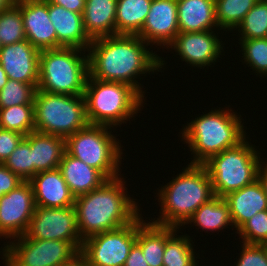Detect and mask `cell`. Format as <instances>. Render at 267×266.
<instances>
[{
	"mask_svg": "<svg viewBox=\"0 0 267 266\" xmlns=\"http://www.w3.org/2000/svg\"><path fill=\"white\" fill-rule=\"evenodd\" d=\"M148 46L138 35L93 39L87 50L89 76L101 81L129 84L145 97L146 90H142L143 84L136 79L162 72L166 66L164 57L150 51L152 48Z\"/></svg>",
	"mask_w": 267,
	"mask_h": 266,
	"instance_id": "6da1fadb",
	"label": "cell"
},
{
	"mask_svg": "<svg viewBox=\"0 0 267 266\" xmlns=\"http://www.w3.org/2000/svg\"><path fill=\"white\" fill-rule=\"evenodd\" d=\"M125 184V178L120 176L75 198L77 225L83 240L126 226L141 214L142 208L137 199L130 197Z\"/></svg>",
	"mask_w": 267,
	"mask_h": 266,
	"instance_id": "7a4b0ae2",
	"label": "cell"
},
{
	"mask_svg": "<svg viewBox=\"0 0 267 266\" xmlns=\"http://www.w3.org/2000/svg\"><path fill=\"white\" fill-rule=\"evenodd\" d=\"M182 170L167 185L157 188L160 215L151 222L180 228L198 208L215 197L212 180L203 165L187 164Z\"/></svg>",
	"mask_w": 267,
	"mask_h": 266,
	"instance_id": "3957f363",
	"label": "cell"
},
{
	"mask_svg": "<svg viewBox=\"0 0 267 266\" xmlns=\"http://www.w3.org/2000/svg\"><path fill=\"white\" fill-rule=\"evenodd\" d=\"M229 107L211 109L182 127L181 141L188 144L193 155L189 164L202 165L210 157L237 146L247 137L244 121L242 123L244 119Z\"/></svg>",
	"mask_w": 267,
	"mask_h": 266,
	"instance_id": "277c9868",
	"label": "cell"
},
{
	"mask_svg": "<svg viewBox=\"0 0 267 266\" xmlns=\"http://www.w3.org/2000/svg\"><path fill=\"white\" fill-rule=\"evenodd\" d=\"M84 98L88 123L115 129L141 113L147 97L144 98L129 84L101 81L89 76Z\"/></svg>",
	"mask_w": 267,
	"mask_h": 266,
	"instance_id": "5b68a950",
	"label": "cell"
},
{
	"mask_svg": "<svg viewBox=\"0 0 267 266\" xmlns=\"http://www.w3.org/2000/svg\"><path fill=\"white\" fill-rule=\"evenodd\" d=\"M86 52L87 50L74 47L41 50L37 90L73 96L84 95L89 77Z\"/></svg>",
	"mask_w": 267,
	"mask_h": 266,
	"instance_id": "8992f818",
	"label": "cell"
},
{
	"mask_svg": "<svg viewBox=\"0 0 267 266\" xmlns=\"http://www.w3.org/2000/svg\"><path fill=\"white\" fill-rule=\"evenodd\" d=\"M248 140L246 137L237 146L210 157L202 164L212 180L216 197L224 198L257 180L263 158H260L262 156L261 151L257 150L259 148Z\"/></svg>",
	"mask_w": 267,
	"mask_h": 266,
	"instance_id": "52a82bcc",
	"label": "cell"
},
{
	"mask_svg": "<svg viewBox=\"0 0 267 266\" xmlns=\"http://www.w3.org/2000/svg\"><path fill=\"white\" fill-rule=\"evenodd\" d=\"M112 130L109 126L88 123L65 139L66 152L100 171L108 180L118 178L122 175L120 166L124 153L123 145Z\"/></svg>",
	"mask_w": 267,
	"mask_h": 266,
	"instance_id": "ba28073f",
	"label": "cell"
},
{
	"mask_svg": "<svg viewBox=\"0 0 267 266\" xmlns=\"http://www.w3.org/2000/svg\"><path fill=\"white\" fill-rule=\"evenodd\" d=\"M35 131L67 138L87 124L84 95L37 90L34 97Z\"/></svg>",
	"mask_w": 267,
	"mask_h": 266,
	"instance_id": "9c48e42d",
	"label": "cell"
},
{
	"mask_svg": "<svg viewBox=\"0 0 267 266\" xmlns=\"http://www.w3.org/2000/svg\"><path fill=\"white\" fill-rule=\"evenodd\" d=\"M5 243L4 247L0 248L4 266H62L80 253L83 244V242L28 239L25 235Z\"/></svg>",
	"mask_w": 267,
	"mask_h": 266,
	"instance_id": "30bf717a",
	"label": "cell"
},
{
	"mask_svg": "<svg viewBox=\"0 0 267 266\" xmlns=\"http://www.w3.org/2000/svg\"><path fill=\"white\" fill-rule=\"evenodd\" d=\"M136 238L137 218L119 229L84 239L80 253L89 266H124Z\"/></svg>",
	"mask_w": 267,
	"mask_h": 266,
	"instance_id": "8fae6325",
	"label": "cell"
},
{
	"mask_svg": "<svg viewBox=\"0 0 267 266\" xmlns=\"http://www.w3.org/2000/svg\"><path fill=\"white\" fill-rule=\"evenodd\" d=\"M25 236L28 239L83 242L75 206L36 207Z\"/></svg>",
	"mask_w": 267,
	"mask_h": 266,
	"instance_id": "7c38bea8",
	"label": "cell"
},
{
	"mask_svg": "<svg viewBox=\"0 0 267 266\" xmlns=\"http://www.w3.org/2000/svg\"><path fill=\"white\" fill-rule=\"evenodd\" d=\"M36 209L33 188L29 181L0 198V239L25 235Z\"/></svg>",
	"mask_w": 267,
	"mask_h": 266,
	"instance_id": "4fadbf2b",
	"label": "cell"
},
{
	"mask_svg": "<svg viewBox=\"0 0 267 266\" xmlns=\"http://www.w3.org/2000/svg\"><path fill=\"white\" fill-rule=\"evenodd\" d=\"M214 30L201 31V32H179L173 42L168 46L174 50L176 55H179L181 61L204 69L214 67L215 62H218L220 55L224 52L225 48L223 41ZM217 34V35H216ZM220 38V39H219ZM218 60V61H217Z\"/></svg>",
	"mask_w": 267,
	"mask_h": 266,
	"instance_id": "5bb4252c",
	"label": "cell"
},
{
	"mask_svg": "<svg viewBox=\"0 0 267 266\" xmlns=\"http://www.w3.org/2000/svg\"><path fill=\"white\" fill-rule=\"evenodd\" d=\"M178 33L177 0H152L138 36L151 47L155 44L164 49L168 48Z\"/></svg>",
	"mask_w": 267,
	"mask_h": 266,
	"instance_id": "9a60e30c",
	"label": "cell"
},
{
	"mask_svg": "<svg viewBox=\"0 0 267 266\" xmlns=\"http://www.w3.org/2000/svg\"><path fill=\"white\" fill-rule=\"evenodd\" d=\"M26 39L38 50L56 49L57 35L45 0H17Z\"/></svg>",
	"mask_w": 267,
	"mask_h": 266,
	"instance_id": "2e32d148",
	"label": "cell"
},
{
	"mask_svg": "<svg viewBox=\"0 0 267 266\" xmlns=\"http://www.w3.org/2000/svg\"><path fill=\"white\" fill-rule=\"evenodd\" d=\"M40 50L27 39L4 45L0 49V64L9 79L26 84H38Z\"/></svg>",
	"mask_w": 267,
	"mask_h": 266,
	"instance_id": "e0dca14e",
	"label": "cell"
},
{
	"mask_svg": "<svg viewBox=\"0 0 267 266\" xmlns=\"http://www.w3.org/2000/svg\"><path fill=\"white\" fill-rule=\"evenodd\" d=\"M36 207H70L75 204L72 194L59 168L38 172L29 180Z\"/></svg>",
	"mask_w": 267,
	"mask_h": 266,
	"instance_id": "ac0fdd59",
	"label": "cell"
},
{
	"mask_svg": "<svg viewBox=\"0 0 267 266\" xmlns=\"http://www.w3.org/2000/svg\"><path fill=\"white\" fill-rule=\"evenodd\" d=\"M49 18L56 30L57 48L74 47L88 50L92 39L84 29L82 13L48 3Z\"/></svg>",
	"mask_w": 267,
	"mask_h": 266,
	"instance_id": "d6986e66",
	"label": "cell"
},
{
	"mask_svg": "<svg viewBox=\"0 0 267 266\" xmlns=\"http://www.w3.org/2000/svg\"><path fill=\"white\" fill-rule=\"evenodd\" d=\"M24 138L30 143L32 177L38 172L59 168L66 152L65 138L38 131H32Z\"/></svg>",
	"mask_w": 267,
	"mask_h": 266,
	"instance_id": "ffe728a7",
	"label": "cell"
},
{
	"mask_svg": "<svg viewBox=\"0 0 267 266\" xmlns=\"http://www.w3.org/2000/svg\"><path fill=\"white\" fill-rule=\"evenodd\" d=\"M224 199L229 205L236 230L256 213L267 210V197L258 179L242 189L229 193Z\"/></svg>",
	"mask_w": 267,
	"mask_h": 266,
	"instance_id": "44dd1931",
	"label": "cell"
},
{
	"mask_svg": "<svg viewBox=\"0 0 267 266\" xmlns=\"http://www.w3.org/2000/svg\"><path fill=\"white\" fill-rule=\"evenodd\" d=\"M59 169L75 198L101 187L108 180L100 171L67 152L63 155Z\"/></svg>",
	"mask_w": 267,
	"mask_h": 266,
	"instance_id": "7402d4cb",
	"label": "cell"
},
{
	"mask_svg": "<svg viewBox=\"0 0 267 266\" xmlns=\"http://www.w3.org/2000/svg\"><path fill=\"white\" fill-rule=\"evenodd\" d=\"M179 32L219 30L215 0H177Z\"/></svg>",
	"mask_w": 267,
	"mask_h": 266,
	"instance_id": "603a6c76",
	"label": "cell"
},
{
	"mask_svg": "<svg viewBox=\"0 0 267 266\" xmlns=\"http://www.w3.org/2000/svg\"><path fill=\"white\" fill-rule=\"evenodd\" d=\"M147 221L142 214L137 217L136 243L141 247L148 266H163L166 240L179 228Z\"/></svg>",
	"mask_w": 267,
	"mask_h": 266,
	"instance_id": "cb8c5ba5",
	"label": "cell"
},
{
	"mask_svg": "<svg viewBox=\"0 0 267 266\" xmlns=\"http://www.w3.org/2000/svg\"><path fill=\"white\" fill-rule=\"evenodd\" d=\"M117 0H86L82 18L84 29L93 40L115 35Z\"/></svg>",
	"mask_w": 267,
	"mask_h": 266,
	"instance_id": "d4e9b609",
	"label": "cell"
},
{
	"mask_svg": "<svg viewBox=\"0 0 267 266\" xmlns=\"http://www.w3.org/2000/svg\"><path fill=\"white\" fill-rule=\"evenodd\" d=\"M192 223L194 225H191ZM187 224H190L191 227L197 226V229H202V231L206 230V233L208 231L220 232L222 229H229L228 226L234 228L227 201L216 196L198 208L183 227Z\"/></svg>",
	"mask_w": 267,
	"mask_h": 266,
	"instance_id": "484cf974",
	"label": "cell"
},
{
	"mask_svg": "<svg viewBox=\"0 0 267 266\" xmlns=\"http://www.w3.org/2000/svg\"><path fill=\"white\" fill-rule=\"evenodd\" d=\"M152 0H117L115 35H138Z\"/></svg>",
	"mask_w": 267,
	"mask_h": 266,
	"instance_id": "4316f807",
	"label": "cell"
},
{
	"mask_svg": "<svg viewBox=\"0 0 267 266\" xmlns=\"http://www.w3.org/2000/svg\"><path fill=\"white\" fill-rule=\"evenodd\" d=\"M178 231L180 230L177 229L166 240L163 266H196L200 254L195 252L192 238L188 234L177 235Z\"/></svg>",
	"mask_w": 267,
	"mask_h": 266,
	"instance_id": "83f0119b",
	"label": "cell"
},
{
	"mask_svg": "<svg viewBox=\"0 0 267 266\" xmlns=\"http://www.w3.org/2000/svg\"><path fill=\"white\" fill-rule=\"evenodd\" d=\"M259 0H215L216 22L220 30L235 31Z\"/></svg>",
	"mask_w": 267,
	"mask_h": 266,
	"instance_id": "f1b7e54d",
	"label": "cell"
},
{
	"mask_svg": "<svg viewBox=\"0 0 267 266\" xmlns=\"http://www.w3.org/2000/svg\"><path fill=\"white\" fill-rule=\"evenodd\" d=\"M0 128L15 131L24 136L35 131L34 104L0 108Z\"/></svg>",
	"mask_w": 267,
	"mask_h": 266,
	"instance_id": "f546056e",
	"label": "cell"
},
{
	"mask_svg": "<svg viewBox=\"0 0 267 266\" xmlns=\"http://www.w3.org/2000/svg\"><path fill=\"white\" fill-rule=\"evenodd\" d=\"M235 30L238 40L267 38V1L259 0Z\"/></svg>",
	"mask_w": 267,
	"mask_h": 266,
	"instance_id": "4dcf8cb0",
	"label": "cell"
},
{
	"mask_svg": "<svg viewBox=\"0 0 267 266\" xmlns=\"http://www.w3.org/2000/svg\"><path fill=\"white\" fill-rule=\"evenodd\" d=\"M242 63L252 69L256 76L267 77V38L239 40ZM244 60V62H243Z\"/></svg>",
	"mask_w": 267,
	"mask_h": 266,
	"instance_id": "1f68e13d",
	"label": "cell"
},
{
	"mask_svg": "<svg viewBox=\"0 0 267 266\" xmlns=\"http://www.w3.org/2000/svg\"><path fill=\"white\" fill-rule=\"evenodd\" d=\"M26 40L20 8L15 4L12 8L0 12V43L2 46Z\"/></svg>",
	"mask_w": 267,
	"mask_h": 266,
	"instance_id": "d6a6232c",
	"label": "cell"
},
{
	"mask_svg": "<svg viewBox=\"0 0 267 266\" xmlns=\"http://www.w3.org/2000/svg\"><path fill=\"white\" fill-rule=\"evenodd\" d=\"M38 84H26L9 79L0 90V108L14 105L34 104Z\"/></svg>",
	"mask_w": 267,
	"mask_h": 266,
	"instance_id": "836d02e7",
	"label": "cell"
},
{
	"mask_svg": "<svg viewBox=\"0 0 267 266\" xmlns=\"http://www.w3.org/2000/svg\"><path fill=\"white\" fill-rule=\"evenodd\" d=\"M4 165L22 181L32 178V153L30 143L23 138Z\"/></svg>",
	"mask_w": 267,
	"mask_h": 266,
	"instance_id": "e575fe53",
	"label": "cell"
},
{
	"mask_svg": "<svg viewBox=\"0 0 267 266\" xmlns=\"http://www.w3.org/2000/svg\"><path fill=\"white\" fill-rule=\"evenodd\" d=\"M235 233L241 243L262 245L267 242V210L253 215Z\"/></svg>",
	"mask_w": 267,
	"mask_h": 266,
	"instance_id": "d590c367",
	"label": "cell"
},
{
	"mask_svg": "<svg viewBox=\"0 0 267 266\" xmlns=\"http://www.w3.org/2000/svg\"><path fill=\"white\" fill-rule=\"evenodd\" d=\"M242 251L238 261L236 260V266H267V254L263 245L258 244H241Z\"/></svg>",
	"mask_w": 267,
	"mask_h": 266,
	"instance_id": "8d00e7d4",
	"label": "cell"
},
{
	"mask_svg": "<svg viewBox=\"0 0 267 266\" xmlns=\"http://www.w3.org/2000/svg\"><path fill=\"white\" fill-rule=\"evenodd\" d=\"M25 136L0 128V163L4 164Z\"/></svg>",
	"mask_w": 267,
	"mask_h": 266,
	"instance_id": "74e56055",
	"label": "cell"
},
{
	"mask_svg": "<svg viewBox=\"0 0 267 266\" xmlns=\"http://www.w3.org/2000/svg\"><path fill=\"white\" fill-rule=\"evenodd\" d=\"M23 181L4 164L0 163V198L9 193Z\"/></svg>",
	"mask_w": 267,
	"mask_h": 266,
	"instance_id": "f35d334b",
	"label": "cell"
},
{
	"mask_svg": "<svg viewBox=\"0 0 267 266\" xmlns=\"http://www.w3.org/2000/svg\"><path fill=\"white\" fill-rule=\"evenodd\" d=\"M124 266H148L145 255L142 254V249L137 243L131 248Z\"/></svg>",
	"mask_w": 267,
	"mask_h": 266,
	"instance_id": "ab89813d",
	"label": "cell"
},
{
	"mask_svg": "<svg viewBox=\"0 0 267 266\" xmlns=\"http://www.w3.org/2000/svg\"><path fill=\"white\" fill-rule=\"evenodd\" d=\"M47 3L60 5L70 11L83 13L86 0H45Z\"/></svg>",
	"mask_w": 267,
	"mask_h": 266,
	"instance_id": "60d3db41",
	"label": "cell"
},
{
	"mask_svg": "<svg viewBox=\"0 0 267 266\" xmlns=\"http://www.w3.org/2000/svg\"><path fill=\"white\" fill-rule=\"evenodd\" d=\"M266 161L263 160L261 162L260 167L258 169L257 179L260 182L264 190V193L267 197V162Z\"/></svg>",
	"mask_w": 267,
	"mask_h": 266,
	"instance_id": "b9f144b4",
	"label": "cell"
},
{
	"mask_svg": "<svg viewBox=\"0 0 267 266\" xmlns=\"http://www.w3.org/2000/svg\"><path fill=\"white\" fill-rule=\"evenodd\" d=\"M62 266H89V265L85 257L81 253H79L72 260H70L69 262H66Z\"/></svg>",
	"mask_w": 267,
	"mask_h": 266,
	"instance_id": "7bdbcfd3",
	"label": "cell"
},
{
	"mask_svg": "<svg viewBox=\"0 0 267 266\" xmlns=\"http://www.w3.org/2000/svg\"><path fill=\"white\" fill-rule=\"evenodd\" d=\"M17 0H0V12L12 8Z\"/></svg>",
	"mask_w": 267,
	"mask_h": 266,
	"instance_id": "ee69618b",
	"label": "cell"
},
{
	"mask_svg": "<svg viewBox=\"0 0 267 266\" xmlns=\"http://www.w3.org/2000/svg\"><path fill=\"white\" fill-rule=\"evenodd\" d=\"M8 80L9 78L0 64V90L3 88V86L7 83Z\"/></svg>",
	"mask_w": 267,
	"mask_h": 266,
	"instance_id": "f6af8a7d",
	"label": "cell"
},
{
	"mask_svg": "<svg viewBox=\"0 0 267 266\" xmlns=\"http://www.w3.org/2000/svg\"><path fill=\"white\" fill-rule=\"evenodd\" d=\"M262 245H263V247H264V249L266 251V254H267V242L263 243Z\"/></svg>",
	"mask_w": 267,
	"mask_h": 266,
	"instance_id": "bcb514c9",
	"label": "cell"
},
{
	"mask_svg": "<svg viewBox=\"0 0 267 266\" xmlns=\"http://www.w3.org/2000/svg\"><path fill=\"white\" fill-rule=\"evenodd\" d=\"M196 266H199V262L196 264ZM200 266H203V265H200ZM207 266V265H206ZM211 266H213V264L211 265ZM218 266V265H217Z\"/></svg>",
	"mask_w": 267,
	"mask_h": 266,
	"instance_id": "7dc6e473",
	"label": "cell"
}]
</instances>
